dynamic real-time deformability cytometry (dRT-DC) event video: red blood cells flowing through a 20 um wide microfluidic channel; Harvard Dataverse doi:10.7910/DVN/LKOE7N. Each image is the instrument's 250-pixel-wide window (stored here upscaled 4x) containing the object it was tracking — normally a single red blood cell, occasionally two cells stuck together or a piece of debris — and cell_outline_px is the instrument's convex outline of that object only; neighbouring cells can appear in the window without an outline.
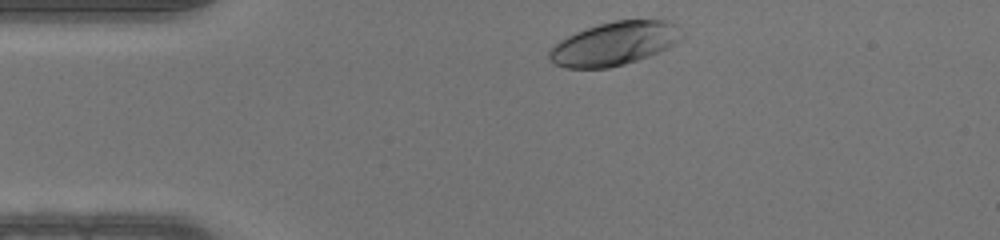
{"species": "human", "species_latin": "Homo sapiens", "temperature_condition": "warm", "stored_images_in_passage": 31, "camera_frame_rate_fps": 3000, "um_per_image_px": 0.085, "donor": {"sex": "male"}, "frame": {"image": 1, "passage_image": 2, "time_ms": 0.333, "image_size_px": [1000, 240], "cell_outline_px": [[684, 36], [668, 48], [648, 56], [624, 64], [608, 68], [564, 68], [556, 64], [548, 56], [548, 52], [560, 40], [576, 32], [600, 24], [616, 20], [668, 20]], "centroid_in_image_um": [52.21, 3.71], "position_along_channel_um": 32.8, "area_um2": 33.0}}
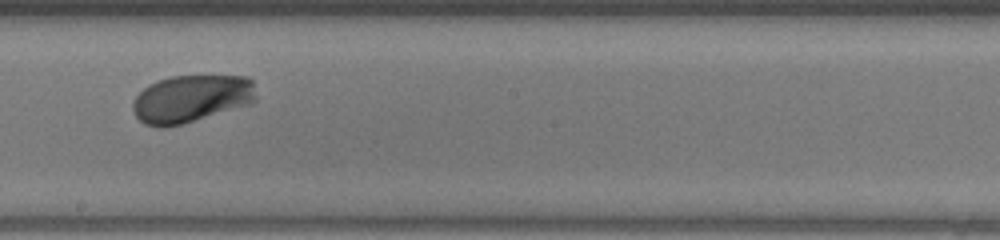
{"frame": {"image": 2, "passage_image": 19, "time_ms": 6.0, "image_size_px": [1000, 240], "cell_outline_px": [[256, 100], [252, 104], [184, 124], [164, 128], [160, 128], [144, 124], [136, 116], [132, 108], [132, 100], [148, 84], [156, 80], [172, 76], [248, 76], [252, 80], [256, 96]], "centroid_in_image_um": [16.25, 8.4], "position_along_channel_um": 231.9, "area_um2": 34.68}}
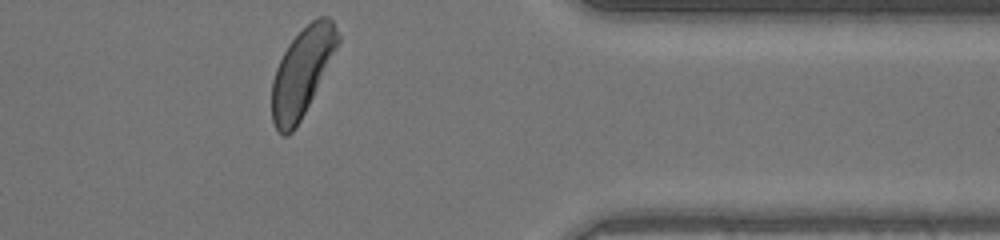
{"frame": {"image": 3, "passage_image": 31, "time_ms": 10.0, "image_size_px": [1000, 240], "cell_outline_px": [[340, 40], [296, 128], [288, 136], [284, 136], [276, 128], [272, 120], [272, 80], [276, 68], [288, 44], [312, 20], [320, 16], [328, 16], [332, 20], [340, 36]], "centroid_in_image_um": [25.65, 6.13], "position_along_channel_um": 385.8, "area_um2": 32.83}}